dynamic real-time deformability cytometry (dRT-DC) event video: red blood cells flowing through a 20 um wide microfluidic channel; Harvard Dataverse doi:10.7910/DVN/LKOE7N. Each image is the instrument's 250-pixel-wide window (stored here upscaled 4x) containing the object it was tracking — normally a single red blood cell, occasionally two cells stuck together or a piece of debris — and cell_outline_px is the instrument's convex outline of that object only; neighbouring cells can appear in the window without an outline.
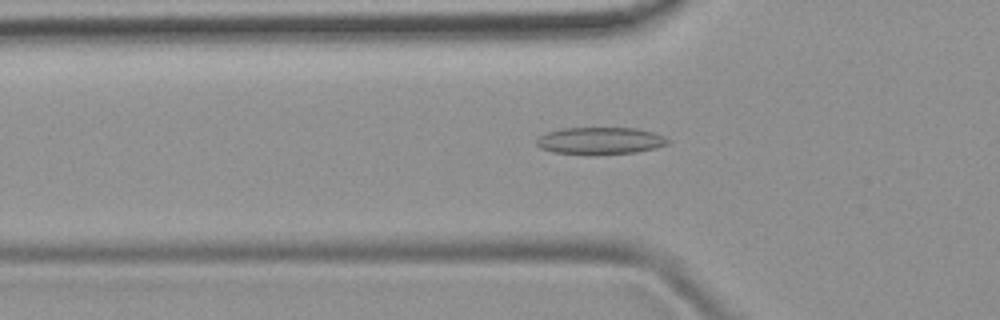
{"species": "common noctule bat (a hibernating species)", "species_latin": "Nyctalus noctula", "temperature_condition": "room temperature", "stored_images_in_passage": 44, "camera_frame_rate_fps": 3000, "um_per_image_px": 0.085, "animal": {"sex": "female", "body_mass_g": 19.9}, "frame": {"image": 1, "passage_image": 16, "time_ms": 5.0, "image_size_px": [1000, 320], "cell_outline_px": [[672, 140], [668, 144], [656, 148], [636, 152], [592, 156], [588, 156], [552, 152], [540, 148], [536, 144], [536, 140], [540, 136], [548, 132], [560, 128], [636, 128], [652, 132], [664, 136]], "centroid_in_image_um": [51.01, 11.99], "position_along_channel_um": 74.8, "area_um2": 21.27}}
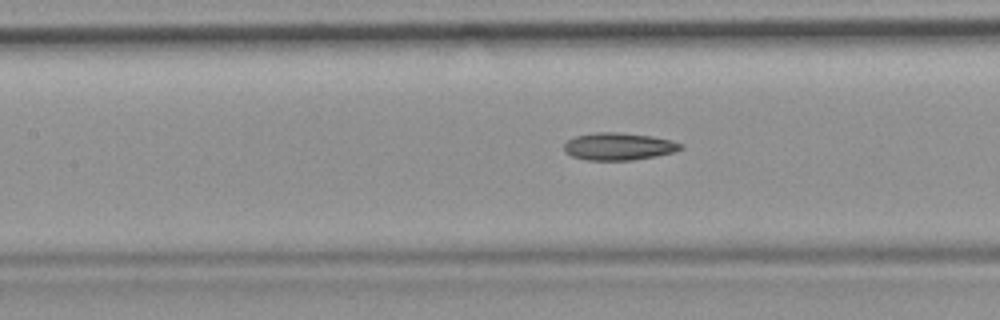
{"frame": {"image": 2, "passage_image": 22, "time_ms": 7.0, "image_size_px": [1000, 320], "cell_outline_px": [[684, 148], [672, 152], [656, 156], [632, 160], [584, 160], [572, 156], [564, 152], [564, 144], [568, 140], [576, 136], [596, 132], [616, 132], [652, 136], [672, 140], [684, 144]], "centroid_in_image_um": [52.59, 12.45], "position_along_channel_um": 154.8, "area_um2": 18.67}}
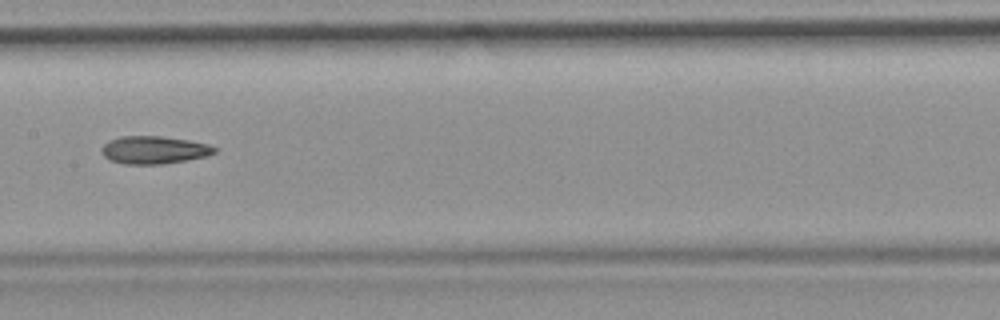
{"frame": {"image": 3, "passage_image": 25, "time_ms": 8.0, "image_size_px": [1000, 320], "cell_outline_px": [[220, 148], [216, 152], [204, 156], [188, 160], [160, 164], [124, 164], [108, 160], [100, 152], [100, 148], [108, 140], [120, 136], [160, 136], [188, 140], [208, 144]], "centroid_in_image_um": [13.06, 12.74], "position_along_channel_um": 194.3, "area_um2": 18.44}}